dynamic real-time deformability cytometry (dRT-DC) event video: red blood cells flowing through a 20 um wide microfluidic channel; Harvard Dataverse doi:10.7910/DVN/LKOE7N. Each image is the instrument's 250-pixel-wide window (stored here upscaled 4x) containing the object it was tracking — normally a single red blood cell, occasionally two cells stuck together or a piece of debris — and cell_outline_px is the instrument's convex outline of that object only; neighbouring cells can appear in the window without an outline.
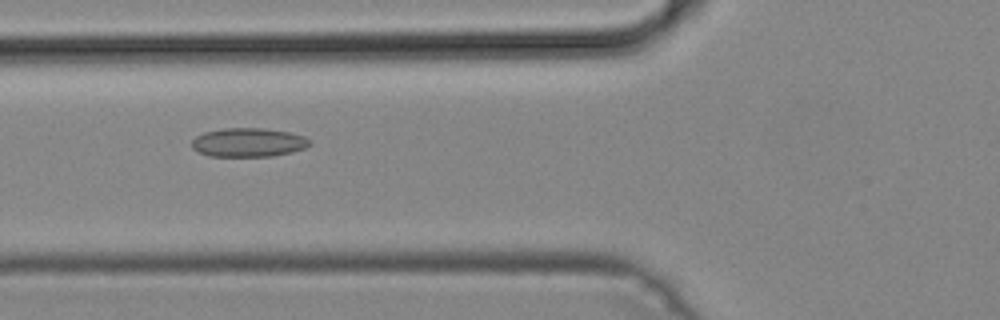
{"species": "common noctule bat (a hibernating species)", "species_latin": "Nyctalus noctula", "temperature_condition": "cold", "stored_images_in_passage": 19, "camera_frame_rate_fps": 3000, "um_per_image_px": 0.085, "animal": {"sex": "male", "body_mass_g": 19.2, "forearm_length_mm": 51.8}, "frame": {"image": 1, "passage_image": 7, "time_ms": 2.0, "image_size_px": [1000, 320], "cell_outline_px": [[312, 144], [304, 148], [292, 152], [272, 156], [208, 156], [196, 152], [192, 148], [192, 140], [196, 136], [204, 132], [224, 128], [260, 128], [288, 132], [304, 136], [312, 140]], "centroid_in_image_um": [21.1, 12.11], "position_along_channel_um": 104.7, "area_um2": 19.94}}
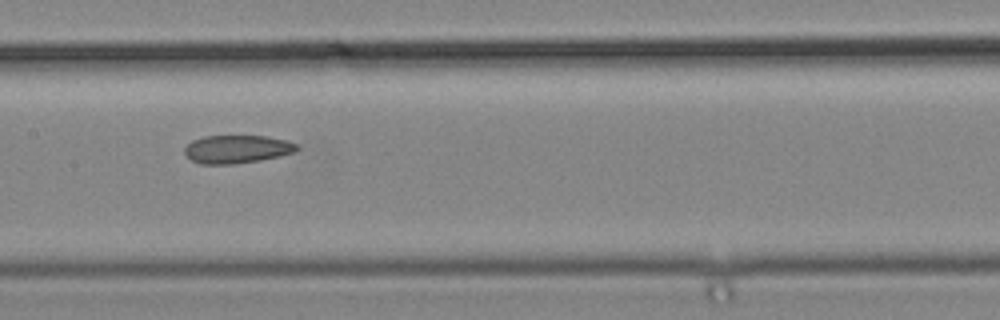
{"frame": {"image": 2, "passage_image": 13, "time_ms": 4.0, "image_size_px": [1000, 320], "cell_outline_px": [[300, 148], [296, 152], [280, 156], [260, 160], [232, 164], [200, 164], [192, 160], [184, 152], [184, 148], [192, 140], [204, 136], [268, 136], [288, 140], [296, 144]], "centroid_in_image_um": [20.17, 12.67], "position_along_channel_um": 187.2, "area_um2": 18.5}}
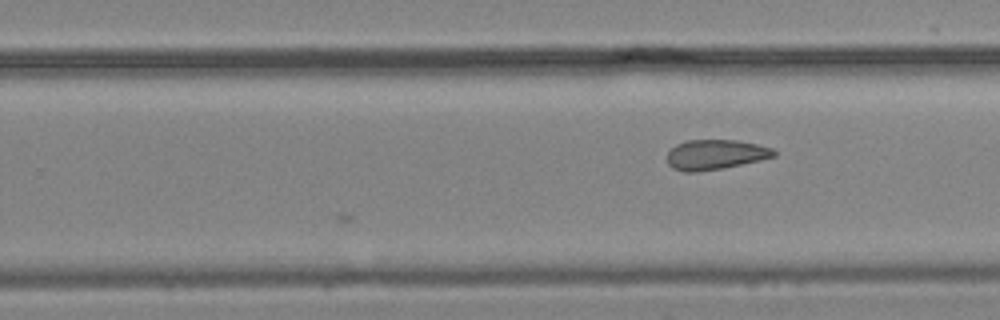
{"frame": {"image": 3, "passage_image": 19, "time_ms": 6.0, "image_size_px": [1000, 320], "cell_outline_px": [[776, 156], [760, 160], [724, 168], [696, 172], [684, 172], [672, 168], [668, 164], [668, 152], [676, 144], [688, 140], [736, 140], [756, 144], [772, 148], [776, 152]], "centroid_in_image_um": [60.8, 13.14], "position_along_channel_um": 269.0, "area_um2": 18.61}}